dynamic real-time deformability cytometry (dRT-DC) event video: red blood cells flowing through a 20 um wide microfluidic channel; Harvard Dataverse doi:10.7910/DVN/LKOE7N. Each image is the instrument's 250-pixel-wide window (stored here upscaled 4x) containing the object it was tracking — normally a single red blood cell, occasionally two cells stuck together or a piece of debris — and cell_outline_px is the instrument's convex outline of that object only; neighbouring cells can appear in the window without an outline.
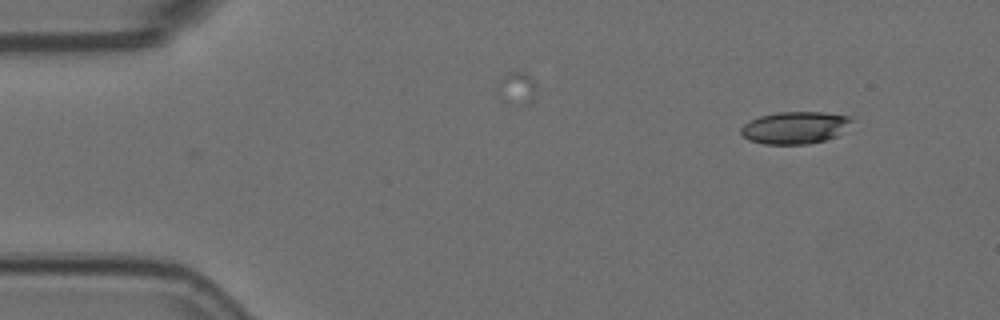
{"species": "Egyptian fruit bat (a non-hibernating species)", "species_latin": "Rousettus aegyptiacus", "temperature_condition": "room temperature", "stored_images_in_passage": 49, "camera_frame_rate_fps": 3000, "um_per_image_px": 0.085, "animal": {"sex": "female"}, "frame": {"image": 1, "passage_image": 1, "time_ms": 0.0, "image_size_px": [1000, 320], "cell_outline_px": [[856, 120], [836, 136], [824, 140], [808, 144], [764, 144], [748, 140], [740, 132], [740, 128], [744, 124], [760, 116], [780, 112], [824, 112], [848, 116]], "centroid_in_image_um": [67.59, 10.85], "position_along_channel_um": 17.4, "area_um2": 20.75}}
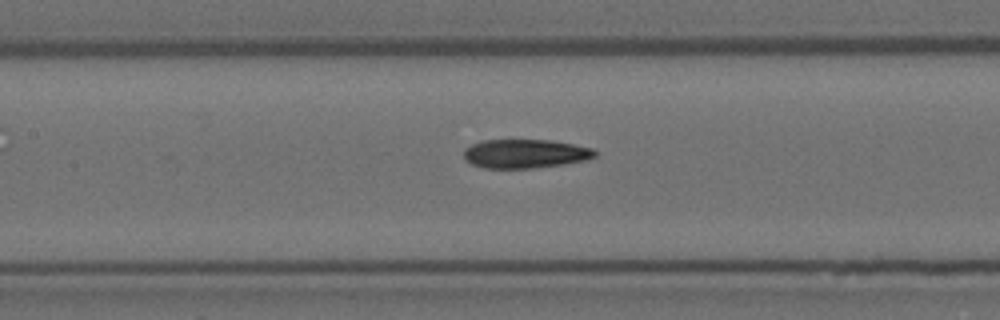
{"frame": {"image": 2, "passage_image": 21, "time_ms": 6.667, "image_size_px": [1000, 320], "cell_outline_px": [[596, 156], [588, 160], [564, 164], [532, 168], [484, 168], [472, 164], [464, 160], [464, 148], [472, 144], [484, 140], [552, 140], [592, 148], [596, 152]], "centroid_in_image_um": [44.63, 13.06], "position_along_channel_um": 162.8, "area_um2": 22.14}}
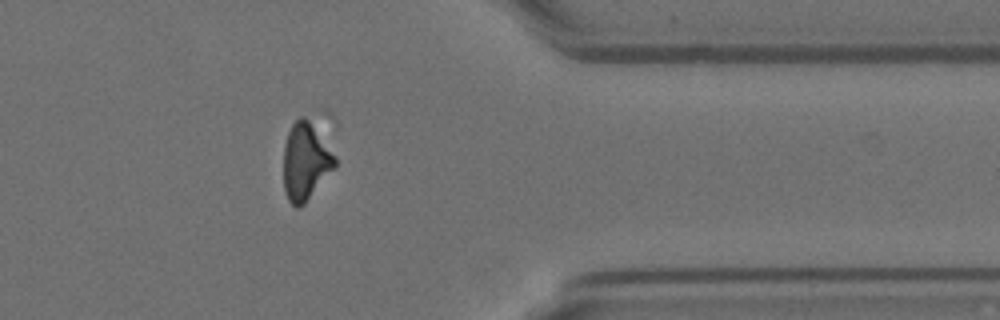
{"frame": {"image": 3, "passage_image": 41, "time_ms": 13.333, "image_size_px": [1000, 320], "cell_outline_px": [[336, 164], [304, 204], [300, 208], [296, 208], [288, 200], [284, 192], [284, 144], [288, 132], [292, 124], [300, 116], [304, 116], [308, 120], [336, 156]], "centroid_in_image_um": [25.93, 13.75], "position_along_channel_um": 385.5, "area_um2": 22.66}}